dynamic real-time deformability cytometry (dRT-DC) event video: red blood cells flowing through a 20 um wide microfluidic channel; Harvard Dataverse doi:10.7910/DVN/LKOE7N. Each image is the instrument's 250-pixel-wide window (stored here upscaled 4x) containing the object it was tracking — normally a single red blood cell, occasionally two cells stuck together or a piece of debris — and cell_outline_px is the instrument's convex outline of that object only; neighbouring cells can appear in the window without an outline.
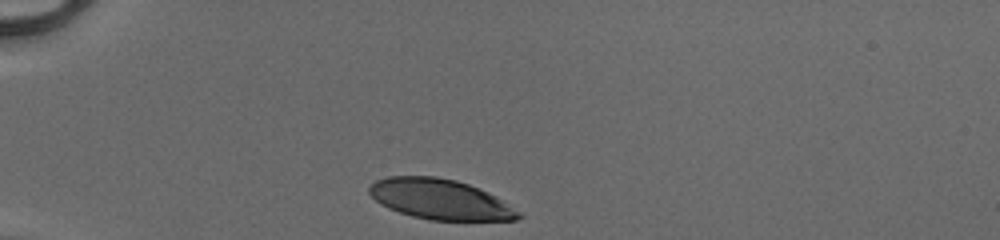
{"species": "human", "species_latin": "Homo sapiens", "temperature_condition": "cold", "stored_images_in_passage": 29, "camera_frame_rate_fps": 3000, "um_per_image_px": 0.085, "donor": {"sex": "male"}, "frame": {"image": 1, "passage_image": 1, "time_ms": 0.0, "image_size_px": [1000, 240], "cell_outline_px": [[524, 216], [516, 220], [432, 220], [412, 216], [388, 208], [380, 204], [368, 192], [368, 188], [376, 180], [388, 176], [436, 176], [456, 180], [468, 184], [496, 196], [520, 212]], "centroid_in_image_um": [37.41, 16.94], "position_along_channel_um": 47.6, "area_um2": 34.85}}
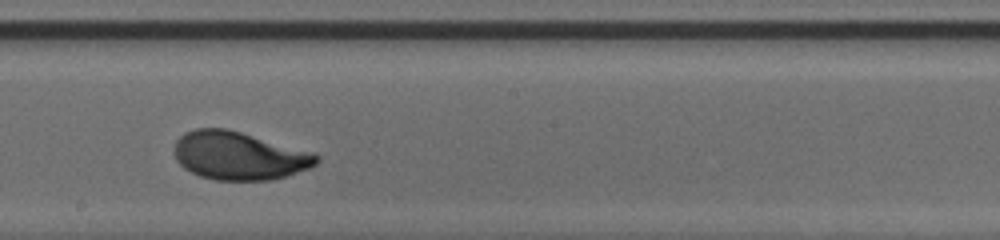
{"frame": {"image": 2, "passage_image": 17, "time_ms": 5.333, "image_size_px": [1000, 240], "cell_outline_px": [[320, 160], [316, 164], [308, 168], [272, 180], [216, 180], [200, 176], [184, 168], [176, 160], [176, 140], [184, 132], [196, 128], [228, 128], [316, 152], [320, 156]], "centroid_in_image_um": [20.35, 13.22], "position_along_channel_um": 227.8, "area_um2": 40.11}}
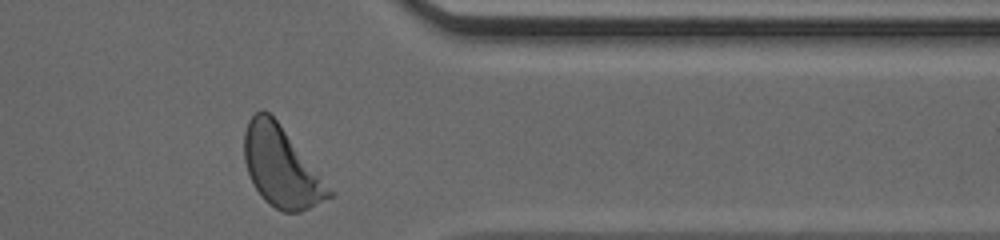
{"frame": {"image": 3, "passage_image": 29, "time_ms": 9.333, "image_size_px": [1000, 240], "cell_outline_px": [[332, 196], [300, 212], [284, 212], [268, 204], [264, 200], [252, 184], [244, 160], [244, 132], [248, 120], [260, 108], [264, 108], [276, 120], [320, 172], [332, 192]], "centroid_in_image_um": [23.88, 14.17], "position_along_channel_um": 387.5, "area_um2": 39.42}, "authors_computed_cell_mechanics": {"area_um2": 39.304, "velocity_mm_per_s": 4.1237, "shape_relaxation_time_tau1_ms": 2.5173, "shape_relaxation_time_tau2_ms": null, "deformation_change_tau1": 0.1577, "deformation_change_tau2": null}}